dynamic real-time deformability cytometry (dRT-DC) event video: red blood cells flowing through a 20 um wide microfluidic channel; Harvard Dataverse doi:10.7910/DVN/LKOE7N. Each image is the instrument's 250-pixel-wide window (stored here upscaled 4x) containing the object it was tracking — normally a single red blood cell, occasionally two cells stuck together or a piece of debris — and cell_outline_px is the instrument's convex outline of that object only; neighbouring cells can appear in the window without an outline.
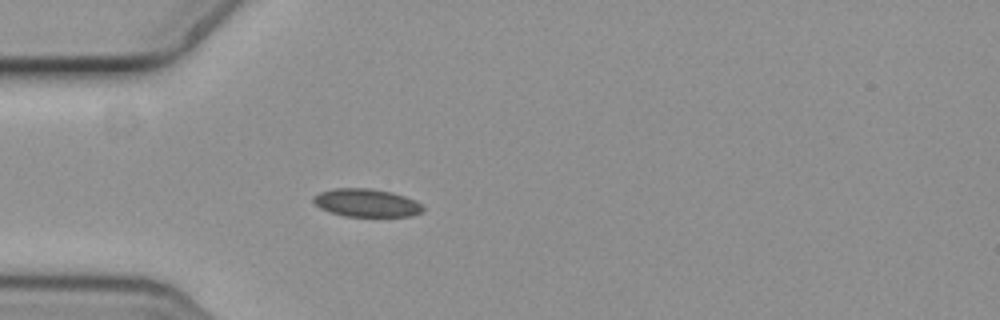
{"species": "common noctule bat (a hibernating species)", "species_latin": "Nyctalus noctula", "temperature_condition": "cold", "stored_images_in_passage": 5, "camera_frame_rate_fps": 3000, "um_per_image_px": 0.085, "animal": {"sex": "female", "body_mass_g": 19.3, "forearm_length_mm": 54.1}, "frame": {"image": 1, "passage_image": 5, "time_ms": 1.333, "image_size_px": [1000, 320], "cell_outline_px": [[424, 212], [412, 216], [344, 216], [328, 212], [320, 208], [312, 200], [312, 196], [320, 192], [332, 188], [372, 188], [392, 192], [416, 200], [424, 204]], "centroid_in_image_um": [31.17, 17.24], "position_along_channel_um": 53.8, "area_um2": 18.21}}